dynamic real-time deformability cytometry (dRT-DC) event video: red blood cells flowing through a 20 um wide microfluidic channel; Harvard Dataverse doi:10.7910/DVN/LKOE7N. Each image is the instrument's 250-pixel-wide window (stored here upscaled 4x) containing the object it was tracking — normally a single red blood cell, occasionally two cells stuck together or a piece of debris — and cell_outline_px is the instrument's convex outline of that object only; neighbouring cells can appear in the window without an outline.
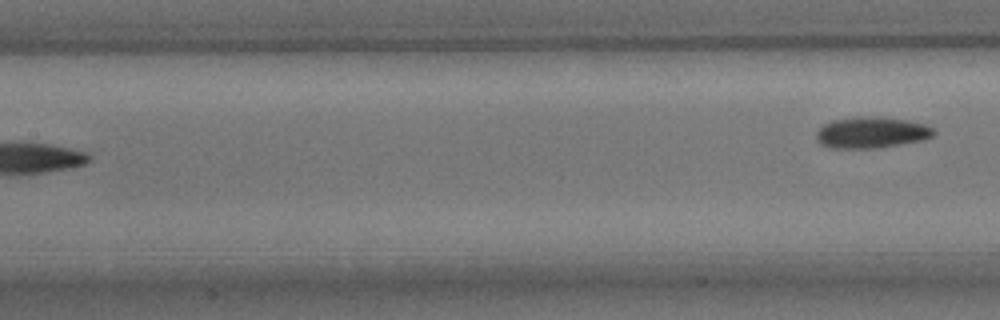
{"species": "common noctule bat (a hibernating species)", "species_latin": "Nyctalus noctula", "temperature_condition": "room temperature", "stored_images_in_passage": 8, "segment_of_instrument_passage": [2, 2], "camera_frame_rate_fps": 3000, "um_per_image_px": 0.085, "animal": {"sex": "male", "body_mass_g": 15.6}, "frame": {"image": 1, "passage_image": 8, "time_ms": 8.0, "image_size_px": [1000, 320], "cell_outline_px": [[936, 132], [932, 136], [924, 140], [876, 148], [832, 148], [820, 144], [816, 140], [816, 132], [824, 124], [832, 120], [860, 116], [872, 116], [904, 120], [924, 124], [932, 128]], "centroid_in_image_um": [74.04, 11.27], "position_along_channel_um": 133.4, "area_um2": 21.27}}